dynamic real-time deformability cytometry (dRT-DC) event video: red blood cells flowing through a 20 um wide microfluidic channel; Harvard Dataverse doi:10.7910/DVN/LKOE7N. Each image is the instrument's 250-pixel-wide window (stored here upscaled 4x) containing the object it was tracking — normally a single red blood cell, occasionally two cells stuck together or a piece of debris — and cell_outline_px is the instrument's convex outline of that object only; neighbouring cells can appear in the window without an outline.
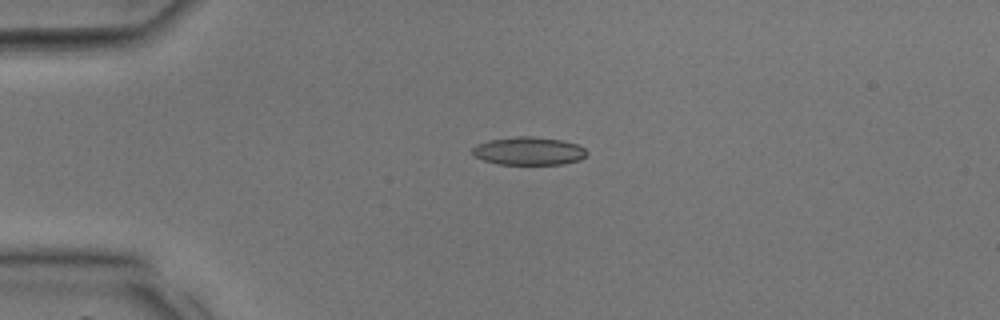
{"species": "common noctule bat (a hibernating species)", "species_latin": "Nyctalus noctula", "temperature_condition": "room temperature", "stored_images_in_passage": 25, "camera_frame_rate_fps": 3000, "um_per_image_px": 0.085, "animal": {"sex": "male", "body_mass_g": 17.9, "forearm_length_mm": 54.2}, "frame": {"image": 1, "passage_image": 1, "time_ms": 0.0, "image_size_px": [1000, 320], "cell_outline_px": [[588, 156], [580, 160], [560, 164], [496, 164], [472, 156], [472, 148], [476, 144], [488, 140], [516, 136], [532, 136], [560, 140], [576, 144], [584, 148], [588, 152]], "centroid_in_image_um": [44.92, 12.83], "position_along_channel_um": 40.1, "area_um2": 18.84}}
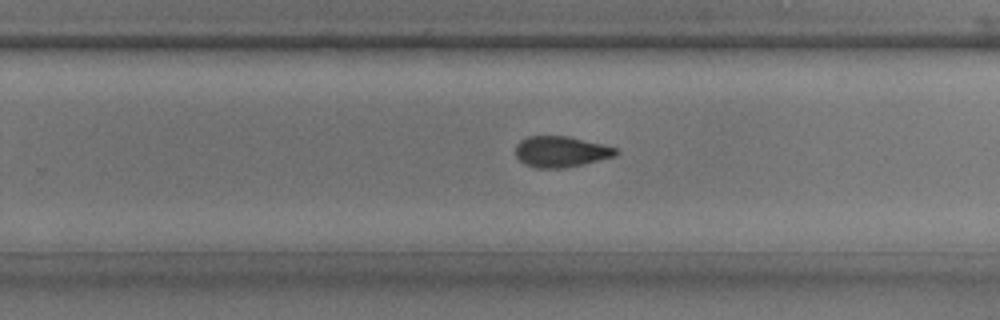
{"frame": {"image": 2, "passage_image": 16, "time_ms": 5.0, "image_size_px": [1000, 320], "cell_outline_px": [[620, 152], [616, 156], [580, 164], [560, 168], [536, 168], [524, 164], [516, 156], [516, 144], [520, 140], [528, 136], [568, 136], [604, 144], [616, 148]], "centroid_in_image_um": [47.67, 12.88], "position_along_channel_um": 282.1, "area_um2": 18.03}}
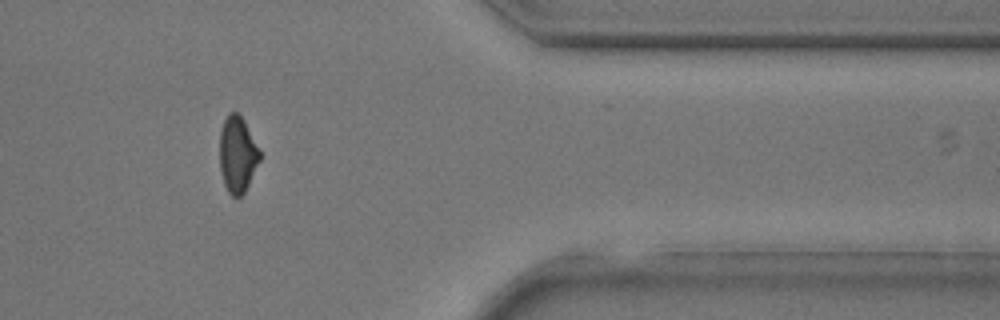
{"frame": {"image": 3, "passage_image": 23, "time_ms": 7.333, "image_size_px": [1000, 320], "cell_outline_px": [[260, 160], [244, 192], [240, 196], [232, 196], [228, 192], [224, 184], [220, 168], [220, 132], [224, 120], [228, 112], [236, 112], [244, 120], [260, 152]], "centroid_in_image_um": [20.17, 13.12], "position_along_channel_um": 391.2, "area_um2": 17.51}}